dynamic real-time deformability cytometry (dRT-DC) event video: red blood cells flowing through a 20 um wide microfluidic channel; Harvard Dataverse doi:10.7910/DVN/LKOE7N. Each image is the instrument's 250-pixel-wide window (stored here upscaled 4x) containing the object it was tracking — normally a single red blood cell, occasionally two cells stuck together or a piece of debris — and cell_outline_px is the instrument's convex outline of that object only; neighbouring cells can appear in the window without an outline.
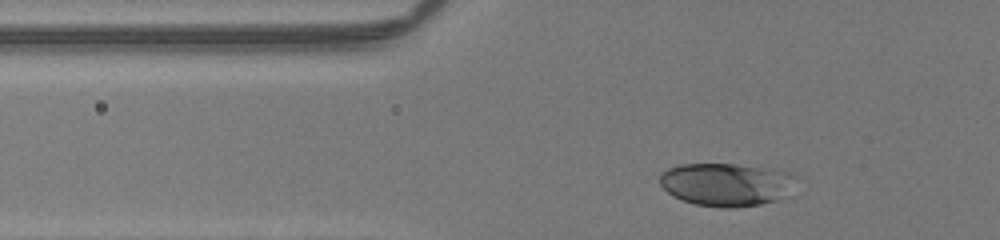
{"species": "human", "species_latin": "Homo sapiens", "temperature_condition": "room temperature", "stored_images_in_passage": 35, "camera_frame_rate_fps": 3000, "um_per_image_px": 0.085, "donor": {"sex": "male"}, "frame": {"image": 1, "passage_image": 6, "time_ms": 1.667, "image_size_px": [1000, 240], "cell_outline_px": [[788, 176], [784, 196], [776, 200], [760, 204], [736, 208], [720, 208], [696, 204], [684, 200], [668, 192], [660, 184], [660, 172], [668, 168], [680, 164], [736, 164], [768, 168], [788, 172]], "centroid_in_image_um": [61.58, 15.67], "position_along_channel_um": 64.2, "area_um2": 33.18}}
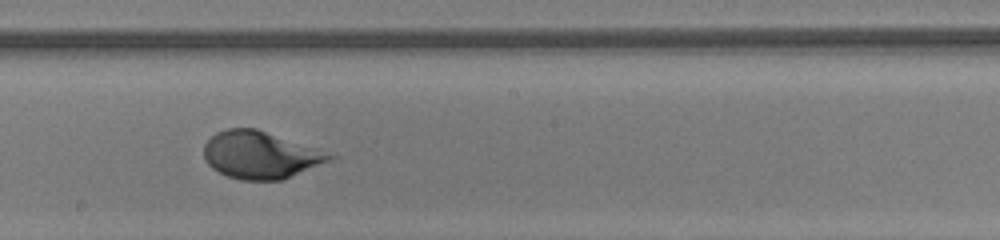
{"frame": {"image": 2, "passage_image": 20, "time_ms": 6.333, "image_size_px": [1000, 240], "cell_outline_px": [[336, 156], [328, 160], [284, 180], [240, 180], [228, 176], [212, 168], [204, 160], [204, 144], [216, 132], [228, 128], [256, 128], [316, 148]], "centroid_in_image_um": [22.08, 13.17], "position_along_channel_um": 226.1, "area_um2": 34.28}}
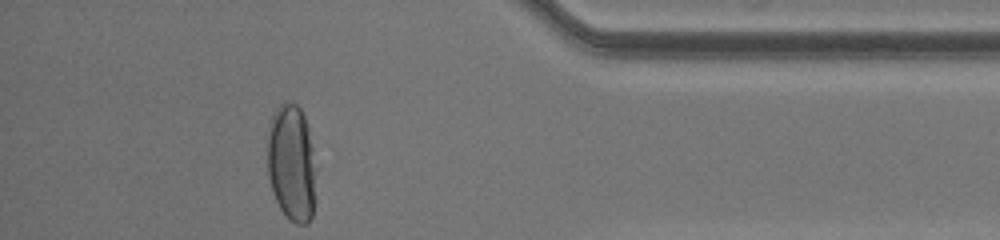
{"frame": {"image": 3, "passage_image": 35, "time_ms": 11.333, "image_size_px": [1000, 240], "cell_outline_px": [[316, 200], [312, 216], [308, 224], [296, 224], [280, 208], [276, 200], [268, 176], [268, 136], [272, 116], [276, 108], [280, 104], [288, 100], [296, 104], [300, 108], [304, 116], [308, 128], [316, 168]], "centroid_in_image_um": [24.82, 13.87], "position_along_channel_um": 410.4, "area_um2": 33.41}, "authors_computed_cell_mechanics": {"area_um2": 34.0442, "velocity_mm_per_s": 4.0456, "shape_relaxation_time_tau1_ms": 2.7436, "shape_relaxation_time_tau2_ms": null, "deformation_change_tau1": 0.1759, "deformation_change_tau2": null}}